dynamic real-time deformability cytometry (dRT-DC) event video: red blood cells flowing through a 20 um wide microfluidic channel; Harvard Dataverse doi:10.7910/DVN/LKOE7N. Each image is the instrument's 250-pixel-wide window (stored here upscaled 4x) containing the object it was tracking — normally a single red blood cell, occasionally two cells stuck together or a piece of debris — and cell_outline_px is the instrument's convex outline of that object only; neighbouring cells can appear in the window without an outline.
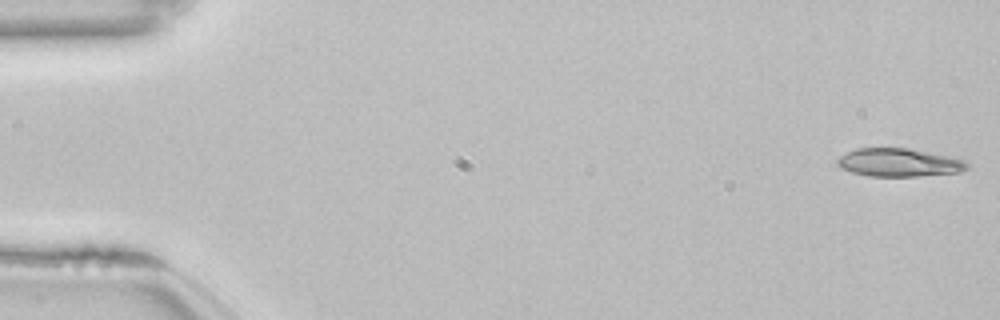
{"species": "common noctule bat (a hibernating species)", "species_latin": "Nyctalus noctula", "temperature_condition": "room temperature", "stored_images_in_passage": 53, "camera_frame_rate_fps": 3000, "um_per_image_px": 0.085, "animal": {"sex": "female", "body_mass_g": 22.7, "forearm_length_mm": 54.2}, "frame": {"image": 1, "passage_image": 1, "time_ms": 0.0, "image_size_px": [1000, 320], "cell_outline_px": [[968, 168], [960, 172], [916, 176], [868, 176], [852, 172], [840, 168], [836, 164], [836, 160], [840, 156], [856, 148], [908, 148], [968, 160]], "centroid_in_image_um": [76.41, 13.81], "position_along_channel_um": 8.6, "area_um2": 21.33}}
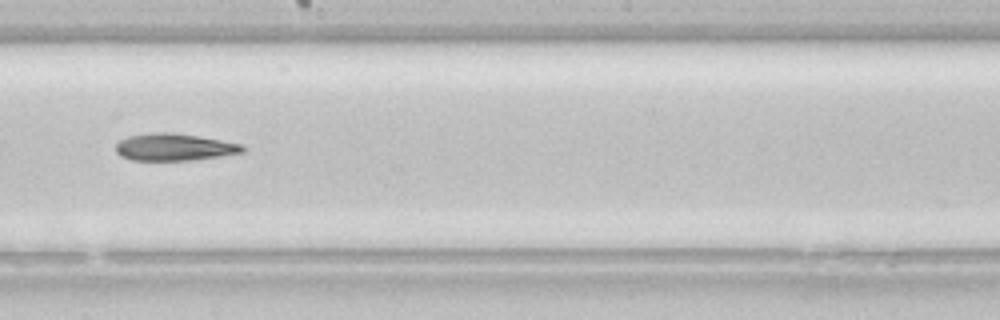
{"frame": {"image": 2, "passage_image": 30, "time_ms": 9.667, "image_size_px": [1000, 320], "cell_outline_px": [[248, 148], [244, 152], [220, 156], [192, 160], [132, 160], [120, 156], [116, 152], [116, 144], [120, 140], [128, 136], [148, 132], [172, 132], [220, 140], [240, 144]], "centroid_in_image_um": [14.79, 12.5], "position_along_channel_um": 233.4, "area_um2": 20.06}}
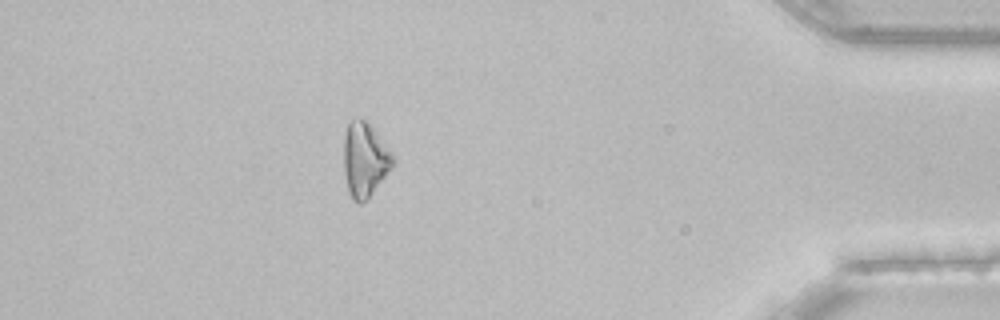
{"frame": {"image": 3, "passage_image": 47, "time_ms": 15.333, "image_size_px": [1000, 320], "cell_outline_px": [[396, 160], [392, 168], [368, 196], [360, 204], [352, 200], [348, 192], [344, 172], [344, 136], [348, 120], [360, 116], [364, 116], [392, 152]], "centroid_in_image_um": [31.0, 13.49], "position_along_channel_um": 404.2, "area_um2": 21.56}, "authors_computed_cell_mechanics": {"area_um2": 21.3282, "velocity_mm_per_s": 3.8567, "shape_relaxation_time_tau1_ms": 3.6227, "shape_relaxation_time_tau2_ms": null, "deformation_change_tau1": 0.1134, "deformation_change_tau2": null}}